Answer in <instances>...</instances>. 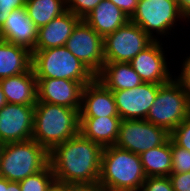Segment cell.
<instances>
[{
    "mask_svg": "<svg viewBox=\"0 0 190 191\" xmlns=\"http://www.w3.org/2000/svg\"><path fill=\"white\" fill-rule=\"evenodd\" d=\"M103 147L81 133L49 152V165L56 182L97 184Z\"/></svg>",
    "mask_w": 190,
    "mask_h": 191,
    "instance_id": "1",
    "label": "cell"
},
{
    "mask_svg": "<svg viewBox=\"0 0 190 191\" xmlns=\"http://www.w3.org/2000/svg\"><path fill=\"white\" fill-rule=\"evenodd\" d=\"M146 178L138 154L116 145L103 147L98 184L105 191H141Z\"/></svg>",
    "mask_w": 190,
    "mask_h": 191,
    "instance_id": "2",
    "label": "cell"
},
{
    "mask_svg": "<svg viewBox=\"0 0 190 191\" xmlns=\"http://www.w3.org/2000/svg\"><path fill=\"white\" fill-rule=\"evenodd\" d=\"M79 133L78 109L49 103H36L32 139L48 152Z\"/></svg>",
    "mask_w": 190,
    "mask_h": 191,
    "instance_id": "3",
    "label": "cell"
},
{
    "mask_svg": "<svg viewBox=\"0 0 190 191\" xmlns=\"http://www.w3.org/2000/svg\"><path fill=\"white\" fill-rule=\"evenodd\" d=\"M32 69L36 79H68L84 86L96 76L66 46L32 51Z\"/></svg>",
    "mask_w": 190,
    "mask_h": 191,
    "instance_id": "4",
    "label": "cell"
},
{
    "mask_svg": "<svg viewBox=\"0 0 190 191\" xmlns=\"http://www.w3.org/2000/svg\"><path fill=\"white\" fill-rule=\"evenodd\" d=\"M48 164L49 152L33 139L5 143L0 154V176L19 182Z\"/></svg>",
    "mask_w": 190,
    "mask_h": 191,
    "instance_id": "5",
    "label": "cell"
},
{
    "mask_svg": "<svg viewBox=\"0 0 190 191\" xmlns=\"http://www.w3.org/2000/svg\"><path fill=\"white\" fill-rule=\"evenodd\" d=\"M180 20L184 22L186 19L176 0H139L130 18L131 22L141 27L153 40L172 37L168 35H171V31L174 33V27L180 26ZM159 35L162 38L159 39Z\"/></svg>",
    "mask_w": 190,
    "mask_h": 191,
    "instance_id": "6",
    "label": "cell"
},
{
    "mask_svg": "<svg viewBox=\"0 0 190 191\" xmlns=\"http://www.w3.org/2000/svg\"><path fill=\"white\" fill-rule=\"evenodd\" d=\"M189 109V97L180 84L172 78L169 82L160 85L145 120L171 133L189 116Z\"/></svg>",
    "mask_w": 190,
    "mask_h": 191,
    "instance_id": "7",
    "label": "cell"
},
{
    "mask_svg": "<svg viewBox=\"0 0 190 191\" xmlns=\"http://www.w3.org/2000/svg\"><path fill=\"white\" fill-rule=\"evenodd\" d=\"M153 41L141 27L129 20L103 38L105 63H129Z\"/></svg>",
    "mask_w": 190,
    "mask_h": 191,
    "instance_id": "8",
    "label": "cell"
},
{
    "mask_svg": "<svg viewBox=\"0 0 190 191\" xmlns=\"http://www.w3.org/2000/svg\"><path fill=\"white\" fill-rule=\"evenodd\" d=\"M169 139L170 133L165 128L145 119L121 120L115 145L140 155Z\"/></svg>",
    "mask_w": 190,
    "mask_h": 191,
    "instance_id": "9",
    "label": "cell"
},
{
    "mask_svg": "<svg viewBox=\"0 0 190 191\" xmlns=\"http://www.w3.org/2000/svg\"><path fill=\"white\" fill-rule=\"evenodd\" d=\"M103 44V37L81 19L65 46L96 76L105 63Z\"/></svg>",
    "mask_w": 190,
    "mask_h": 191,
    "instance_id": "10",
    "label": "cell"
},
{
    "mask_svg": "<svg viewBox=\"0 0 190 191\" xmlns=\"http://www.w3.org/2000/svg\"><path fill=\"white\" fill-rule=\"evenodd\" d=\"M35 106L7 103L0 109V142L32 139Z\"/></svg>",
    "mask_w": 190,
    "mask_h": 191,
    "instance_id": "11",
    "label": "cell"
},
{
    "mask_svg": "<svg viewBox=\"0 0 190 191\" xmlns=\"http://www.w3.org/2000/svg\"><path fill=\"white\" fill-rule=\"evenodd\" d=\"M160 84L143 82L132 89L113 91L116 108L122 120L146 119Z\"/></svg>",
    "mask_w": 190,
    "mask_h": 191,
    "instance_id": "12",
    "label": "cell"
},
{
    "mask_svg": "<svg viewBox=\"0 0 190 191\" xmlns=\"http://www.w3.org/2000/svg\"><path fill=\"white\" fill-rule=\"evenodd\" d=\"M163 46L162 41L154 40L129 62L143 82L162 85L173 78Z\"/></svg>",
    "mask_w": 190,
    "mask_h": 191,
    "instance_id": "13",
    "label": "cell"
},
{
    "mask_svg": "<svg viewBox=\"0 0 190 191\" xmlns=\"http://www.w3.org/2000/svg\"><path fill=\"white\" fill-rule=\"evenodd\" d=\"M84 85L68 79H37V103L62 105L73 109L81 108Z\"/></svg>",
    "mask_w": 190,
    "mask_h": 191,
    "instance_id": "14",
    "label": "cell"
},
{
    "mask_svg": "<svg viewBox=\"0 0 190 191\" xmlns=\"http://www.w3.org/2000/svg\"><path fill=\"white\" fill-rule=\"evenodd\" d=\"M80 118L119 117L113 92L96 78L82 91Z\"/></svg>",
    "mask_w": 190,
    "mask_h": 191,
    "instance_id": "15",
    "label": "cell"
},
{
    "mask_svg": "<svg viewBox=\"0 0 190 191\" xmlns=\"http://www.w3.org/2000/svg\"><path fill=\"white\" fill-rule=\"evenodd\" d=\"M1 32L4 41L23 46L31 52L34 50L38 28L28 17L25 7L9 13L8 19L1 27Z\"/></svg>",
    "mask_w": 190,
    "mask_h": 191,
    "instance_id": "16",
    "label": "cell"
},
{
    "mask_svg": "<svg viewBox=\"0 0 190 191\" xmlns=\"http://www.w3.org/2000/svg\"><path fill=\"white\" fill-rule=\"evenodd\" d=\"M81 19L66 10L38 29L34 50H44L66 45L74 27Z\"/></svg>",
    "mask_w": 190,
    "mask_h": 191,
    "instance_id": "17",
    "label": "cell"
},
{
    "mask_svg": "<svg viewBox=\"0 0 190 191\" xmlns=\"http://www.w3.org/2000/svg\"><path fill=\"white\" fill-rule=\"evenodd\" d=\"M7 103L35 106L38 102L37 79L31 68L25 73L0 79Z\"/></svg>",
    "mask_w": 190,
    "mask_h": 191,
    "instance_id": "18",
    "label": "cell"
},
{
    "mask_svg": "<svg viewBox=\"0 0 190 191\" xmlns=\"http://www.w3.org/2000/svg\"><path fill=\"white\" fill-rule=\"evenodd\" d=\"M83 20L104 38L125 25L130 18L110 0H102Z\"/></svg>",
    "mask_w": 190,
    "mask_h": 191,
    "instance_id": "19",
    "label": "cell"
},
{
    "mask_svg": "<svg viewBox=\"0 0 190 191\" xmlns=\"http://www.w3.org/2000/svg\"><path fill=\"white\" fill-rule=\"evenodd\" d=\"M96 79L112 92L132 89L143 83L131 64L122 62L104 63Z\"/></svg>",
    "mask_w": 190,
    "mask_h": 191,
    "instance_id": "20",
    "label": "cell"
},
{
    "mask_svg": "<svg viewBox=\"0 0 190 191\" xmlns=\"http://www.w3.org/2000/svg\"><path fill=\"white\" fill-rule=\"evenodd\" d=\"M120 117L80 118V133L102 147L115 145Z\"/></svg>",
    "mask_w": 190,
    "mask_h": 191,
    "instance_id": "21",
    "label": "cell"
},
{
    "mask_svg": "<svg viewBox=\"0 0 190 191\" xmlns=\"http://www.w3.org/2000/svg\"><path fill=\"white\" fill-rule=\"evenodd\" d=\"M32 68V52L20 45L0 42V79L25 73Z\"/></svg>",
    "mask_w": 190,
    "mask_h": 191,
    "instance_id": "22",
    "label": "cell"
},
{
    "mask_svg": "<svg viewBox=\"0 0 190 191\" xmlns=\"http://www.w3.org/2000/svg\"><path fill=\"white\" fill-rule=\"evenodd\" d=\"M139 156L147 177H169L171 174V139L163 145L142 152Z\"/></svg>",
    "mask_w": 190,
    "mask_h": 191,
    "instance_id": "23",
    "label": "cell"
},
{
    "mask_svg": "<svg viewBox=\"0 0 190 191\" xmlns=\"http://www.w3.org/2000/svg\"><path fill=\"white\" fill-rule=\"evenodd\" d=\"M25 8L38 29L67 10L66 0H26Z\"/></svg>",
    "mask_w": 190,
    "mask_h": 191,
    "instance_id": "24",
    "label": "cell"
},
{
    "mask_svg": "<svg viewBox=\"0 0 190 191\" xmlns=\"http://www.w3.org/2000/svg\"><path fill=\"white\" fill-rule=\"evenodd\" d=\"M55 176L48 164L43 170L19 181L21 191H48L55 183Z\"/></svg>",
    "mask_w": 190,
    "mask_h": 191,
    "instance_id": "25",
    "label": "cell"
},
{
    "mask_svg": "<svg viewBox=\"0 0 190 191\" xmlns=\"http://www.w3.org/2000/svg\"><path fill=\"white\" fill-rule=\"evenodd\" d=\"M172 170L171 173L190 172V151L177 146L171 140Z\"/></svg>",
    "mask_w": 190,
    "mask_h": 191,
    "instance_id": "26",
    "label": "cell"
},
{
    "mask_svg": "<svg viewBox=\"0 0 190 191\" xmlns=\"http://www.w3.org/2000/svg\"><path fill=\"white\" fill-rule=\"evenodd\" d=\"M170 139L177 145L190 151V116L184 119L171 133Z\"/></svg>",
    "mask_w": 190,
    "mask_h": 191,
    "instance_id": "27",
    "label": "cell"
},
{
    "mask_svg": "<svg viewBox=\"0 0 190 191\" xmlns=\"http://www.w3.org/2000/svg\"><path fill=\"white\" fill-rule=\"evenodd\" d=\"M102 0H66V9L80 19L89 14Z\"/></svg>",
    "mask_w": 190,
    "mask_h": 191,
    "instance_id": "28",
    "label": "cell"
},
{
    "mask_svg": "<svg viewBox=\"0 0 190 191\" xmlns=\"http://www.w3.org/2000/svg\"><path fill=\"white\" fill-rule=\"evenodd\" d=\"M141 191H174L169 177H147Z\"/></svg>",
    "mask_w": 190,
    "mask_h": 191,
    "instance_id": "29",
    "label": "cell"
},
{
    "mask_svg": "<svg viewBox=\"0 0 190 191\" xmlns=\"http://www.w3.org/2000/svg\"><path fill=\"white\" fill-rule=\"evenodd\" d=\"M185 59V60H184ZM182 61L181 73L178 76H173V78L180 84L184 92L190 99V55L185 57Z\"/></svg>",
    "mask_w": 190,
    "mask_h": 191,
    "instance_id": "30",
    "label": "cell"
},
{
    "mask_svg": "<svg viewBox=\"0 0 190 191\" xmlns=\"http://www.w3.org/2000/svg\"><path fill=\"white\" fill-rule=\"evenodd\" d=\"M26 0H0V28L8 19L9 13L15 9L25 7Z\"/></svg>",
    "mask_w": 190,
    "mask_h": 191,
    "instance_id": "31",
    "label": "cell"
},
{
    "mask_svg": "<svg viewBox=\"0 0 190 191\" xmlns=\"http://www.w3.org/2000/svg\"><path fill=\"white\" fill-rule=\"evenodd\" d=\"M174 191H190V172L169 175Z\"/></svg>",
    "mask_w": 190,
    "mask_h": 191,
    "instance_id": "32",
    "label": "cell"
},
{
    "mask_svg": "<svg viewBox=\"0 0 190 191\" xmlns=\"http://www.w3.org/2000/svg\"><path fill=\"white\" fill-rule=\"evenodd\" d=\"M63 191H105L98 183H63Z\"/></svg>",
    "mask_w": 190,
    "mask_h": 191,
    "instance_id": "33",
    "label": "cell"
},
{
    "mask_svg": "<svg viewBox=\"0 0 190 191\" xmlns=\"http://www.w3.org/2000/svg\"><path fill=\"white\" fill-rule=\"evenodd\" d=\"M115 6L121 9L129 18L134 14L137 7V0H110Z\"/></svg>",
    "mask_w": 190,
    "mask_h": 191,
    "instance_id": "34",
    "label": "cell"
},
{
    "mask_svg": "<svg viewBox=\"0 0 190 191\" xmlns=\"http://www.w3.org/2000/svg\"><path fill=\"white\" fill-rule=\"evenodd\" d=\"M178 8L182 16L186 19L185 22L190 18V0H178Z\"/></svg>",
    "mask_w": 190,
    "mask_h": 191,
    "instance_id": "35",
    "label": "cell"
},
{
    "mask_svg": "<svg viewBox=\"0 0 190 191\" xmlns=\"http://www.w3.org/2000/svg\"><path fill=\"white\" fill-rule=\"evenodd\" d=\"M7 191H21L19 182L7 180Z\"/></svg>",
    "mask_w": 190,
    "mask_h": 191,
    "instance_id": "36",
    "label": "cell"
},
{
    "mask_svg": "<svg viewBox=\"0 0 190 191\" xmlns=\"http://www.w3.org/2000/svg\"><path fill=\"white\" fill-rule=\"evenodd\" d=\"M48 191H63V183L55 182Z\"/></svg>",
    "mask_w": 190,
    "mask_h": 191,
    "instance_id": "37",
    "label": "cell"
},
{
    "mask_svg": "<svg viewBox=\"0 0 190 191\" xmlns=\"http://www.w3.org/2000/svg\"><path fill=\"white\" fill-rule=\"evenodd\" d=\"M7 104L6 97L3 93L2 87L0 86V109Z\"/></svg>",
    "mask_w": 190,
    "mask_h": 191,
    "instance_id": "38",
    "label": "cell"
},
{
    "mask_svg": "<svg viewBox=\"0 0 190 191\" xmlns=\"http://www.w3.org/2000/svg\"><path fill=\"white\" fill-rule=\"evenodd\" d=\"M0 191H7V179L0 176Z\"/></svg>",
    "mask_w": 190,
    "mask_h": 191,
    "instance_id": "39",
    "label": "cell"
},
{
    "mask_svg": "<svg viewBox=\"0 0 190 191\" xmlns=\"http://www.w3.org/2000/svg\"><path fill=\"white\" fill-rule=\"evenodd\" d=\"M4 39H3V36H2V32H1V28H0V42H2Z\"/></svg>",
    "mask_w": 190,
    "mask_h": 191,
    "instance_id": "40",
    "label": "cell"
},
{
    "mask_svg": "<svg viewBox=\"0 0 190 191\" xmlns=\"http://www.w3.org/2000/svg\"><path fill=\"white\" fill-rule=\"evenodd\" d=\"M2 147H3V144L0 142V154H1Z\"/></svg>",
    "mask_w": 190,
    "mask_h": 191,
    "instance_id": "41",
    "label": "cell"
}]
</instances>
